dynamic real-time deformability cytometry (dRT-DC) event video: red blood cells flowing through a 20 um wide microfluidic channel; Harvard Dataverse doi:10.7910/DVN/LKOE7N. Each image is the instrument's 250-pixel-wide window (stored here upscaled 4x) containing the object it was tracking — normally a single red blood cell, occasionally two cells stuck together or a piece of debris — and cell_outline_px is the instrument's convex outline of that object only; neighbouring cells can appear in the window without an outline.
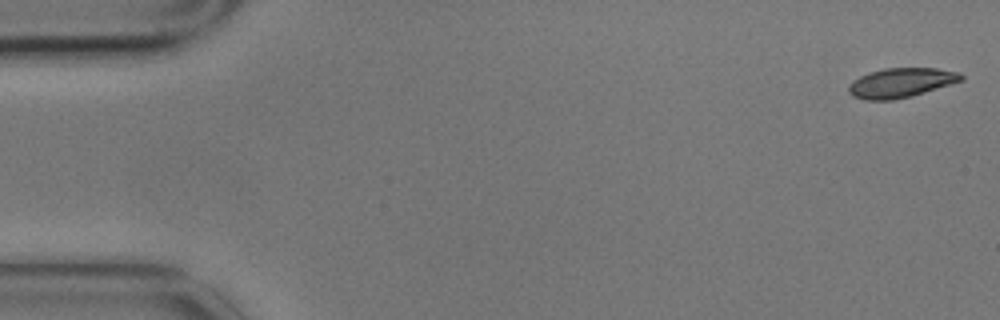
{"species": "common noctule bat (a hibernating species)", "species_latin": "Nyctalus noctula", "temperature_condition": "cold", "stored_images_in_passage": 4, "camera_frame_rate_fps": 3000, "um_per_image_px": 0.085, "animal": {"sex": "male", "body_mass_g": 17.9}, "frame": {"image": 1, "passage_image": 1, "time_ms": 0.0, "image_size_px": [1000, 320], "cell_outline_px": [[964, 80], [912, 96], [892, 100], [864, 100], [852, 96], [848, 92], [848, 84], [852, 80], [868, 72], [884, 68], [936, 68], [960, 72], [964, 76]], "centroid_in_image_um": [76.56, 7.03], "position_along_channel_um": 8.4, "area_um2": 19.59}}